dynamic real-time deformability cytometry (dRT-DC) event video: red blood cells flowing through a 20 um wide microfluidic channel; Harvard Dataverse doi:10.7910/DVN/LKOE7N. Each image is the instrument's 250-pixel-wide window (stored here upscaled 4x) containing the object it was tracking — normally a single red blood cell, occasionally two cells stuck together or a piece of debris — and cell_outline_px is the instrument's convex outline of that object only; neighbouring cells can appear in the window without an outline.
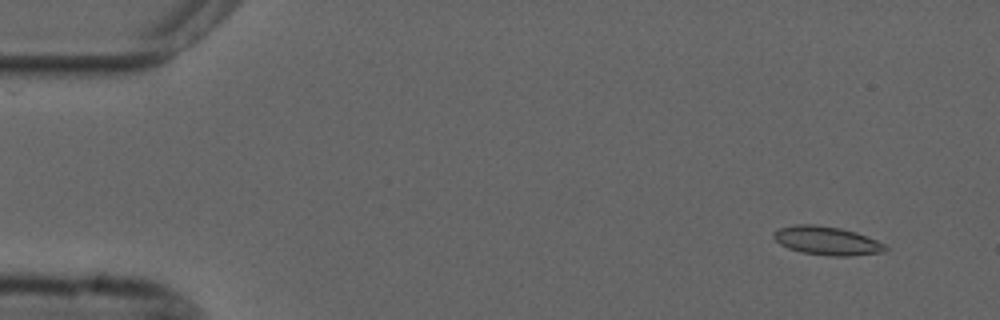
{"species": "common noctule bat (a hibernating species)", "species_latin": "Nyctalus noctula", "temperature_condition": "cold", "stored_images_in_passage": 54, "camera_frame_rate_fps": 3000, "um_per_image_px": 0.085, "animal": {"sex": "male", "forearm_length_mm": 52.5}, "frame": {"image": 1, "passage_image": 3, "time_ms": 0.667, "image_size_px": [1000, 320], "cell_outline_px": [[888, 248], [884, 252], [852, 256], [828, 256], [800, 252], [788, 248], [780, 244], [772, 236], [772, 232], [780, 228], [796, 224], [812, 224], [840, 228], [856, 232], [876, 240], [884, 244]], "centroid_in_image_um": [70.27, 20.47], "position_along_channel_um": 14.7, "area_um2": 18.67}}
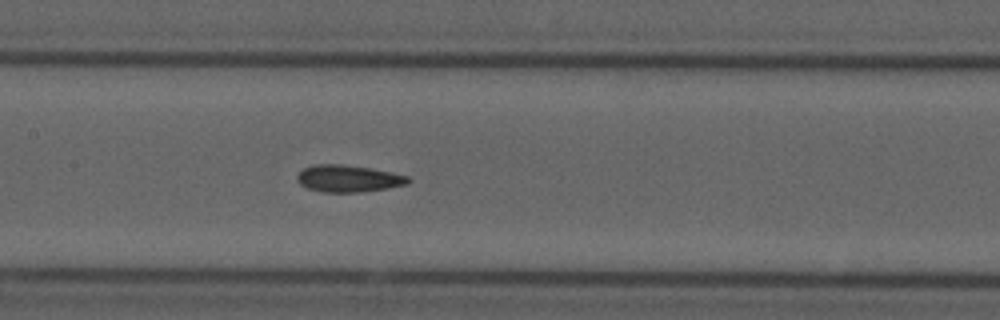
{"frame": {"image": 2, "passage_image": 25, "time_ms": 8.0, "image_size_px": [1000, 320], "cell_outline_px": [[412, 180], [408, 184], [388, 188], [360, 192], [320, 192], [308, 188], [300, 184], [296, 180], [296, 176], [304, 168], [312, 164], [340, 164], [368, 168], [392, 172], [408, 176]], "centroid_in_image_um": [29.6, 15.18], "position_along_channel_um": 177.8, "area_um2": 17.51}}
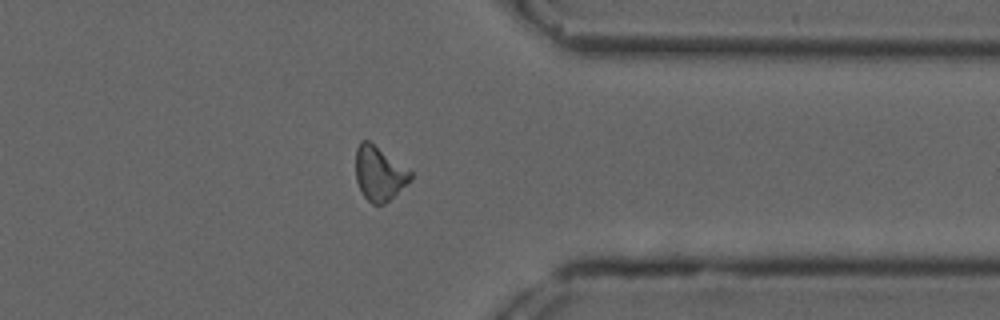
{"frame": {"image": 3, "passage_image": 42, "time_ms": 13.667, "image_size_px": [1000, 320], "cell_outline_px": [[412, 180], [384, 204], [372, 204], [364, 196], [356, 180], [356, 148], [360, 140], [368, 140], [412, 172]], "centroid_in_image_um": [32.23, 14.75], "position_along_channel_um": 379.2, "area_um2": 17.11}, "authors_computed_cell_mechanics": {"area_um2": 17.4845, "velocity_mm_per_s": 3.7025, "shape_relaxation_time_tau1_ms": null, "shape_relaxation_time_tau2_ms": 2.7698, "deformation_change_tau1": null, "deformation_change_tau2": 0.0956}}